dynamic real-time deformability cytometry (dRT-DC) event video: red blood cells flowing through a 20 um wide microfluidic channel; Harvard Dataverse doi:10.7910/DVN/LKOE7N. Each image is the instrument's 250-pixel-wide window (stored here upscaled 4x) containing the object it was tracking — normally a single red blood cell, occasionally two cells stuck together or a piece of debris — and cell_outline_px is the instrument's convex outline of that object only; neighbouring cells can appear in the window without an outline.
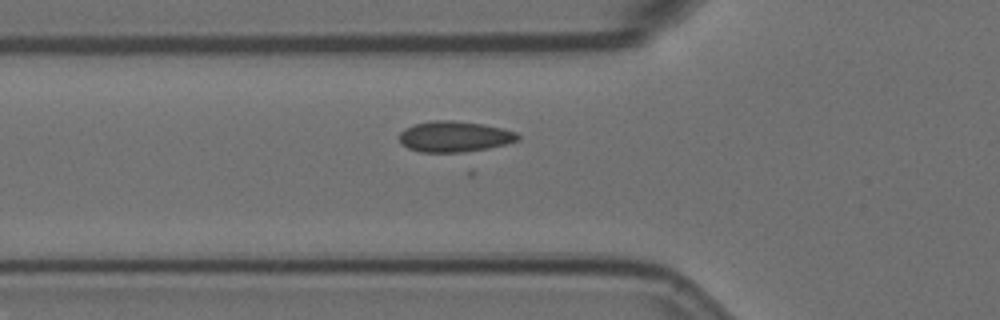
{"species": "Egyptian fruit bat (a non-hibernating species)", "species_latin": "Rousettus aegyptiacus", "temperature_condition": "room temperature", "stored_images_in_passage": 57, "camera_frame_rate_fps": 3000, "um_per_image_px": 0.085, "animal": {"sex": "female"}, "frame": {"image": 1, "passage_image": 19, "time_ms": 6.0, "image_size_px": [1000, 320], "cell_outline_px": [[520, 140], [472, 152], [420, 152], [408, 148], [400, 144], [400, 132], [404, 128], [412, 124], [432, 120], [452, 120], [484, 124], [504, 128], [516, 132], [520, 136]], "centroid_in_image_um": [38.63, 11.6], "position_along_channel_um": 87.2, "area_um2": 21.62}}
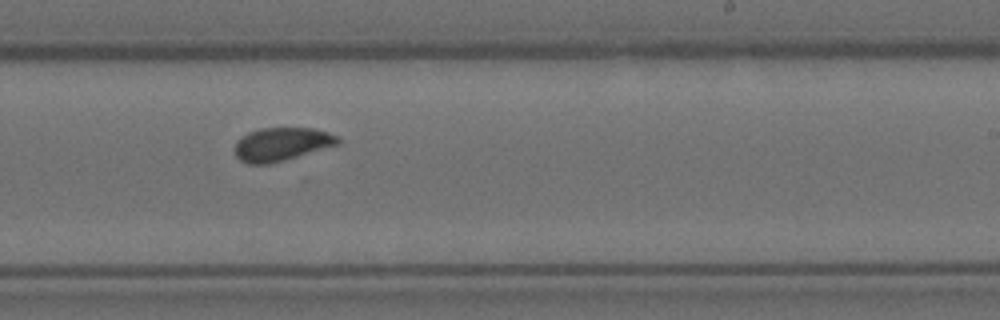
{"frame": {"image": 2, "passage_image": 34, "time_ms": 11.0, "image_size_px": [1000, 320], "cell_outline_px": [[340, 144], [284, 160], [268, 164], [248, 164], [240, 160], [236, 156], [236, 140], [240, 136], [248, 132], [260, 128], [316, 128], [340, 136]], "centroid_in_image_um": [23.95, 12.24], "position_along_channel_um": 265.0, "area_um2": 20.17}}
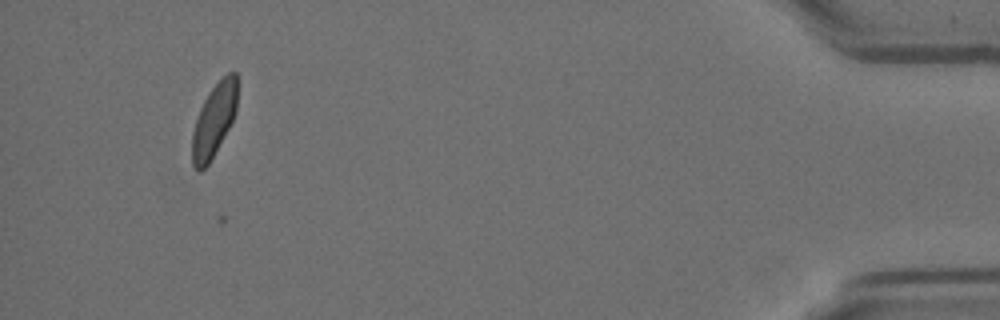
{"frame": {"image": 3, "passage_image": 53, "time_ms": 17.333, "image_size_px": [1000, 320], "cell_outline_px": [[236, 108], [232, 120], [228, 128], [208, 164], [200, 172], [196, 172], [192, 164], [192, 132], [200, 108], [208, 92], [228, 72], [236, 72]], "centroid_in_image_um": [18.15, 10.24], "position_along_channel_um": 417.0, "area_um2": 18.79}}